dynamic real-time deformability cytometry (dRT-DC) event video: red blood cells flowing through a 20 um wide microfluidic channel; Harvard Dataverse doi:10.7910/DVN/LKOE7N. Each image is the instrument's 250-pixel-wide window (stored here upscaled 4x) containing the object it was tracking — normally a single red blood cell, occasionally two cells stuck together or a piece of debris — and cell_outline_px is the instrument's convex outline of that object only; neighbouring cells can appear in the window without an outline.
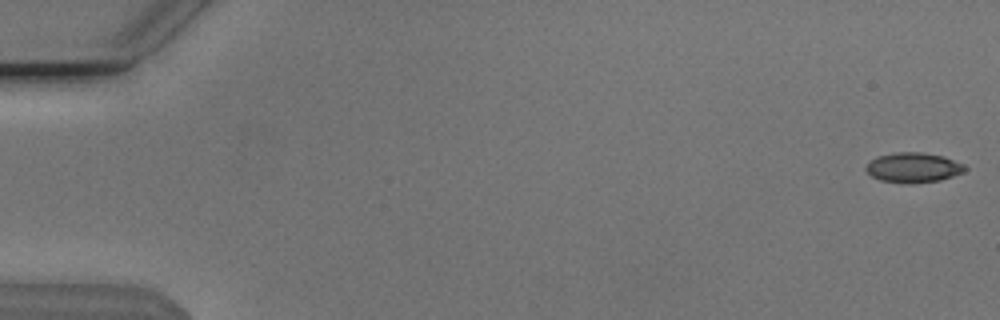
{"species": "Egyptian fruit bat (a non-hibernating species)", "species_latin": "Rousettus aegyptiacus", "temperature_condition": "cold", "stored_images_in_passage": 53, "camera_frame_rate_fps": 3000, "um_per_image_px": 0.085, "animal": {"sex": "male"}, "frame": {"image": 1, "passage_image": 1, "time_ms": 0.0, "image_size_px": [1000, 320], "cell_outline_px": [[968, 168], [964, 172], [940, 180], [908, 184], [880, 180], [872, 176], [864, 168], [876, 156], [896, 152], [924, 152], [944, 156], [964, 164]], "centroid_in_image_um": [77.65, 14.24], "position_along_channel_um": 7.3, "area_um2": 17.34}}
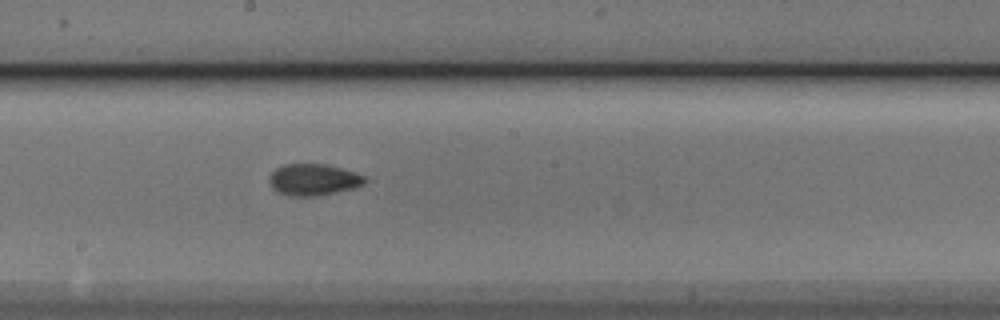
{"frame": {"image": 2, "passage_image": 30, "time_ms": 9.667, "image_size_px": [1000, 320], "cell_outline_px": [[368, 180], [364, 184], [352, 188], [316, 196], [292, 196], [280, 192], [272, 184], [272, 172], [276, 168], [284, 164], [324, 164], [356, 172], [364, 176]], "centroid_in_image_um": [26.71, 15.26], "position_along_channel_um": 221.5, "area_um2": 17.05}}
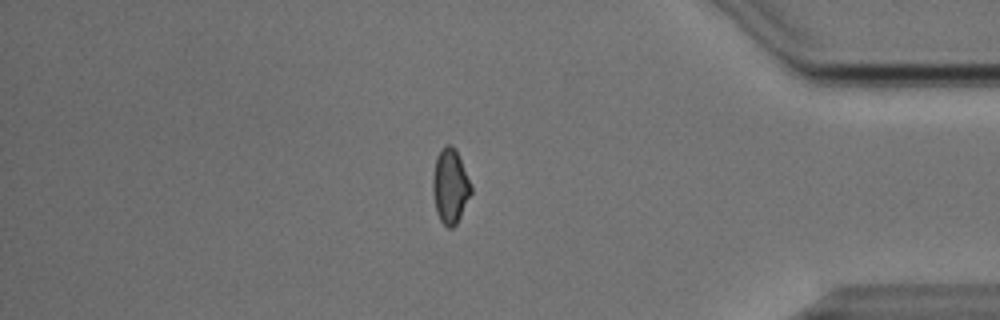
{"frame": {"image": 3, "passage_image": 46, "time_ms": 15.0, "image_size_px": [1000, 320], "cell_outline_px": [[472, 192], [456, 224], [452, 228], [448, 228], [440, 220], [436, 212], [432, 192], [432, 180], [436, 160], [440, 148], [444, 144], [452, 144], [456, 148], [472, 188]], "centroid_in_image_um": [38.25, 15.8], "position_along_channel_um": 396.9, "area_um2": 16.65}}